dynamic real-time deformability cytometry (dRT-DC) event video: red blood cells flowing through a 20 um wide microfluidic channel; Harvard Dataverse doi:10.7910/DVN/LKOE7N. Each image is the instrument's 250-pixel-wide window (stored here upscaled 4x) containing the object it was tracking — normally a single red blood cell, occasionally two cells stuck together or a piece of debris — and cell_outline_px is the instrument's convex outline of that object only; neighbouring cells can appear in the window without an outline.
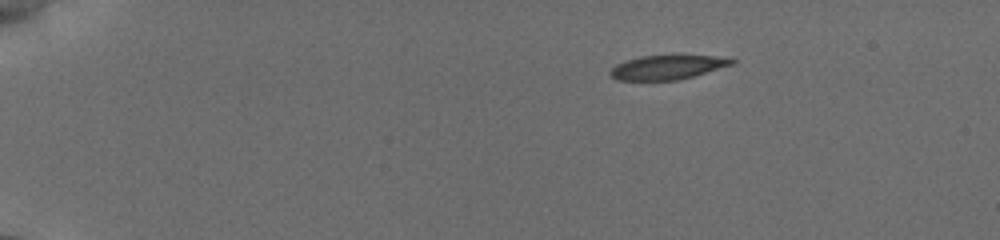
{"species": "common noctule bat (a hibernating species)", "species_latin": "Nyctalus noctula", "temperature_condition": "cold", "stored_images_in_passage": 32, "camera_frame_rate_fps": 3000, "um_per_image_px": 0.085, "animal": {"sex": "female", "body_mass_g": 19.5, "forearm_length_mm": 54.1}, "frame": {"image": 1, "passage_image": 1, "time_ms": 0.0, "image_size_px": [1000, 240], "cell_outline_px": [[736, 60], [732, 64], [692, 76], [676, 80], [616, 80], [608, 72], [616, 64], [624, 60], [640, 56], [672, 52], [676, 52], [732, 56]], "centroid_in_image_um": [56.8, 5.63], "position_along_channel_um": 28.2, "area_um2": 18.38}}
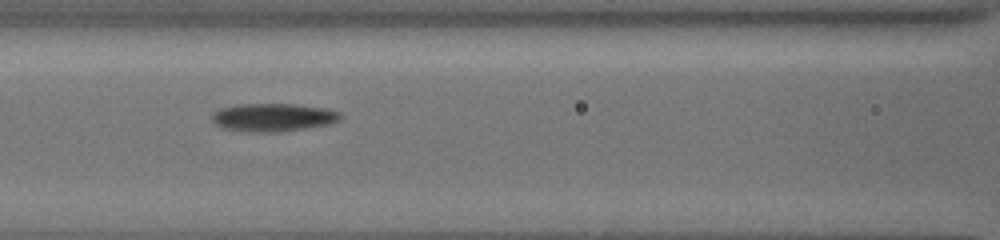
{"frame": {"image": 2, "passage_image": 14, "time_ms": 5.667, "image_size_px": [1000, 240], "cell_outline_px": [[344, 116], [340, 120], [332, 124], [276, 132], [244, 132], [220, 128], [212, 120], [212, 112], [220, 108], [236, 104], [296, 104], [324, 108], [340, 112]], "centroid_in_image_um": [23.2, 9.98], "position_along_channel_um": 143.4, "area_um2": 21.33}}
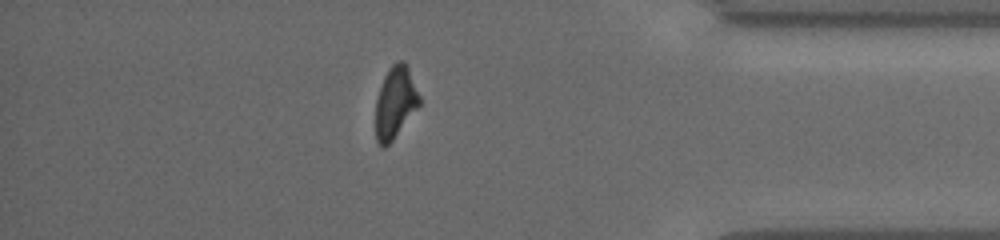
{"frame": {"image": 3, "passage_image": 28, "time_ms": 13.0, "image_size_px": [1000, 240], "cell_outline_px": [[420, 104], [392, 140], [384, 148], [376, 140], [376, 100], [384, 76], [388, 68], [396, 60], [404, 60], [408, 68], [420, 96]], "centroid_in_image_um": [33.59, 8.67], "position_along_channel_um": 401.6, "area_um2": 18.03}, "authors_computed_cell_mechanics": {"area_um2": 19.8543, "velocity_mm_per_s": 3.819, "shape_relaxation_time_tau1_ms": 1.3882, "shape_relaxation_time_tau2_ms": 4.0917, "deformation_change_tau1": 0.0845, "deformation_change_tau2": 0.0885}}